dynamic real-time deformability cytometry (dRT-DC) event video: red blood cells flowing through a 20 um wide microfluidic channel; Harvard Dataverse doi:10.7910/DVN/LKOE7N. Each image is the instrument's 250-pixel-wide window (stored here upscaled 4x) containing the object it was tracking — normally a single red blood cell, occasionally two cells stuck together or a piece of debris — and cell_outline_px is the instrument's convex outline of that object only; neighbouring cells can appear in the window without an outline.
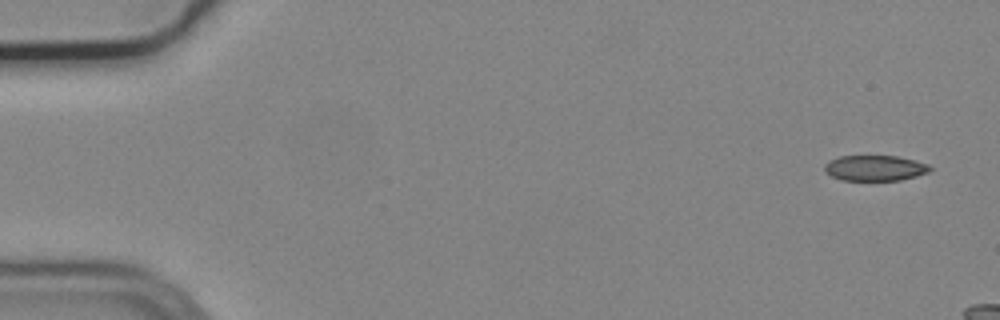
{"species": "common noctule bat (a hibernating species)", "species_latin": "Nyctalus noctula", "temperature_condition": "cold", "stored_images_in_passage": 4, "camera_frame_rate_fps": 3000, "um_per_image_px": 0.085, "animal": {"sex": "male", "body_mass_g": 19.2, "forearm_length_mm": 51.8}, "frame": {"image": 1, "passage_image": 1, "time_ms": 0.0, "image_size_px": [1000, 320], "cell_outline_px": [[932, 168], [928, 172], [916, 176], [900, 180], [840, 180], [832, 176], [824, 168], [824, 164], [828, 160], [840, 156], [896, 156], [928, 164]], "centroid_in_image_um": [74.35, 14.28], "position_along_channel_um": 10.7, "area_um2": 15.55}}